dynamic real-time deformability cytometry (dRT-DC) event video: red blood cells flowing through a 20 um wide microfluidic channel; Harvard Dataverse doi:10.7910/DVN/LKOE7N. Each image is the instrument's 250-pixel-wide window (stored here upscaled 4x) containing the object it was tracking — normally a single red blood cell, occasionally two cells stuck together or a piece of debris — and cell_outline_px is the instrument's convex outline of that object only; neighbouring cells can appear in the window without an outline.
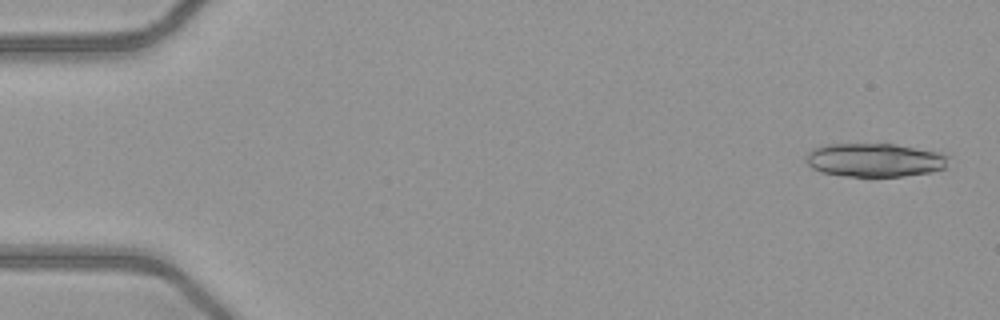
{"species": "common noctule bat (a hibernating species)", "species_latin": "Nyctalus noctula", "temperature_condition": "warm", "stored_images_in_passage": 18, "camera_frame_rate_fps": 3000, "um_per_image_px": 0.085, "animal": {"sex": "female", "body_mass_g": 21.9}, "frame": {"image": 1, "passage_image": 2, "time_ms": 0.333, "image_size_px": [1000, 320], "cell_outline_px": [[952, 156], [948, 168], [932, 172], [904, 176], [848, 176], [820, 172], [812, 168], [804, 160], [808, 152], [812, 148], [820, 144], [896, 144], [948, 152]], "centroid_in_image_um": [74.46, 13.59], "position_along_channel_um": 10.5, "area_um2": 28.84}}
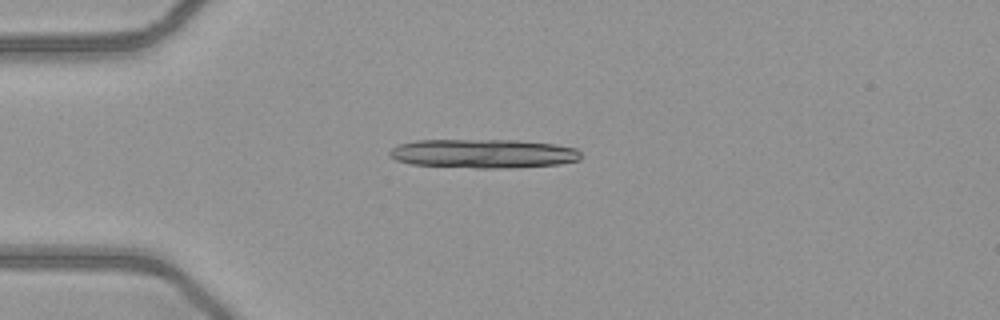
{"frame": {"image": 2, "passage_image": 13, "time_ms": 4.0, "image_size_px": [1000, 320], "cell_outline_px": [[580, 160], [560, 164], [516, 168], [476, 168], [408, 164], [396, 160], [388, 152], [392, 148], [400, 144], [416, 140], [516, 140], [556, 144], [576, 148], [580, 152]], "centroid_in_image_um": [41.11, 13.06], "position_along_channel_um": 43.9, "area_um2": 32.54}}